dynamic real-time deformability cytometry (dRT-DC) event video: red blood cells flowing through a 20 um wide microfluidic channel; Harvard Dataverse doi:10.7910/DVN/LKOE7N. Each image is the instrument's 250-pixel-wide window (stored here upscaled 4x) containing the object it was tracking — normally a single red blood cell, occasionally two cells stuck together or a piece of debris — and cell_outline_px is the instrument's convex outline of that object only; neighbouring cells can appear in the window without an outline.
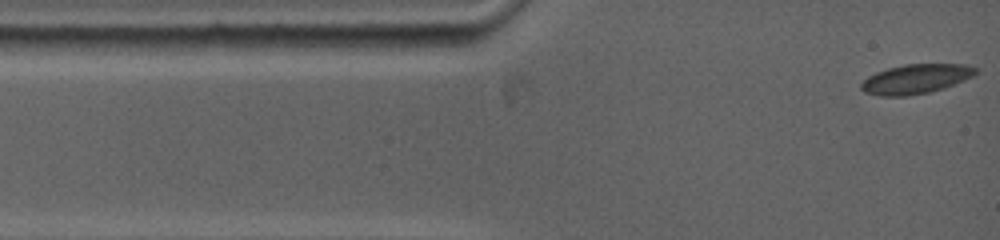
{"species": "common noctule bat (a hibernating species)", "species_latin": "Nyctalus noctula", "temperature_condition": "warm", "stored_images_in_passage": 16, "camera_frame_rate_fps": 5000, "um_per_image_px": 0.085, "animal": {"sex": "female", "body_mass_g": 19.0, "forearm_length_mm": 53.3}, "frame": {"image": 1, "passage_image": 1, "time_ms": 0.0, "image_size_px": [1000, 240], "cell_outline_px": [[976, 72], [972, 76], [964, 80], [944, 88], [928, 92], [904, 96], [880, 96], [864, 92], [860, 88], [860, 84], [868, 76], [876, 72], [888, 68], [904, 64], [964, 64], [976, 68]], "centroid_in_image_um": [77.8, 6.71], "position_along_channel_um": 7.2, "area_um2": 19.54}}
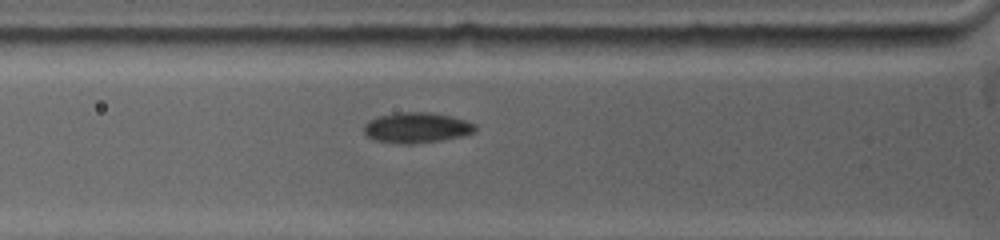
{"frame": {"image": 2, "passage_image": 10, "time_ms": 3.4, "image_size_px": [1000, 240], "cell_outline_px": [[476, 132], [464, 136], [440, 140], [412, 144], [404, 144], [376, 140], [368, 136], [364, 132], [364, 124], [368, 120], [380, 116], [400, 112], [428, 112], [452, 116], [476, 124]], "centroid_in_image_um": [35.45, 10.85], "position_along_channel_um": 90.4, "area_um2": 19.71}}
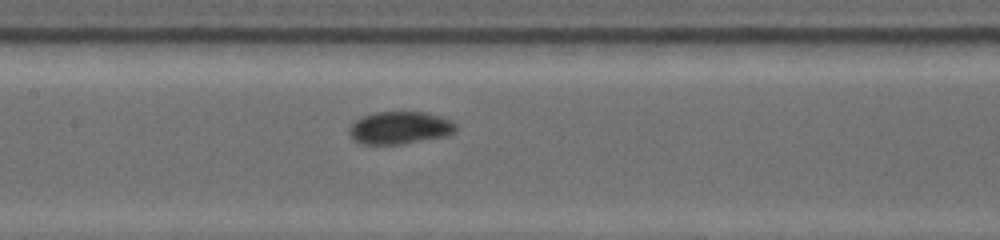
{"frame": {"image": 3, "passage_image": 16, "time_ms": 5.6, "image_size_px": [1000, 240], "cell_outline_px": [[456, 132], [448, 136], [404, 144], [360, 144], [352, 140], [348, 132], [348, 128], [356, 120], [372, 112], [424, 112], [440, 116], [452, 120], [456, 124]], "centroid_in_image_um": [33.99, 10.87], "position_along_channel_um": 173.4, "area_um2": 20.58}}